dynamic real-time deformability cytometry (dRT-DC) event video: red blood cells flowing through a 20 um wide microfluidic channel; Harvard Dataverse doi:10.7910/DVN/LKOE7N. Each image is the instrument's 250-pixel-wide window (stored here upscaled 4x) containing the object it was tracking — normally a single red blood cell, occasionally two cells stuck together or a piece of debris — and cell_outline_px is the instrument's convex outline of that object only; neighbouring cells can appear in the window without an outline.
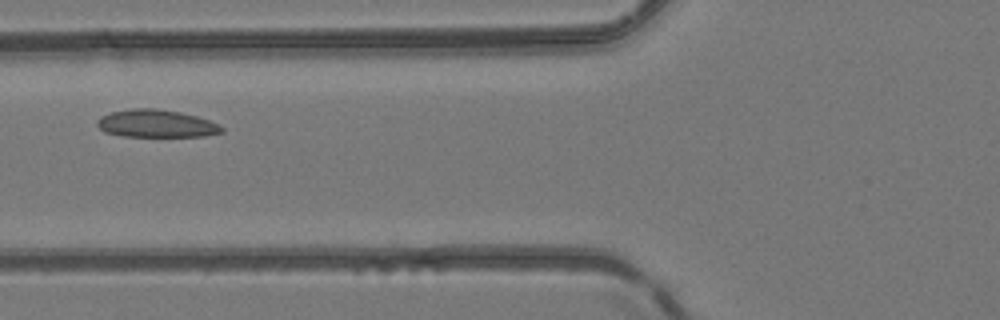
{"species": "common noctule bat (a hibernating species)", "species_latin": "Nyctalus noctula", "temperature_condition": "room temperature", "stored_images_in_passage": 4, "camera_frame_rate_fps": 3000, "um_per_image_px": 0.085, "animal": {"sex": "female", "body_mass_g": 24.6, "forearm_length_mm": 56.2}, "frame": {"image": 1, "passage_image": 4, "time_ms": 3.333, "image_size_px": [1000, 320], "cell_outline_px": [[224, 132], [204, 136], [124, 136], [104, 132], [96, 124], [96, 120], [100, 116], [112, 112], [132, 108], [156, 108], [180, 112], [196, 116], [220, 124], [224, 128]], "centroid_in_image_um": [13.28, 10.5], "position_along_channel_um": 112.5, "area_um2": 20.11}}